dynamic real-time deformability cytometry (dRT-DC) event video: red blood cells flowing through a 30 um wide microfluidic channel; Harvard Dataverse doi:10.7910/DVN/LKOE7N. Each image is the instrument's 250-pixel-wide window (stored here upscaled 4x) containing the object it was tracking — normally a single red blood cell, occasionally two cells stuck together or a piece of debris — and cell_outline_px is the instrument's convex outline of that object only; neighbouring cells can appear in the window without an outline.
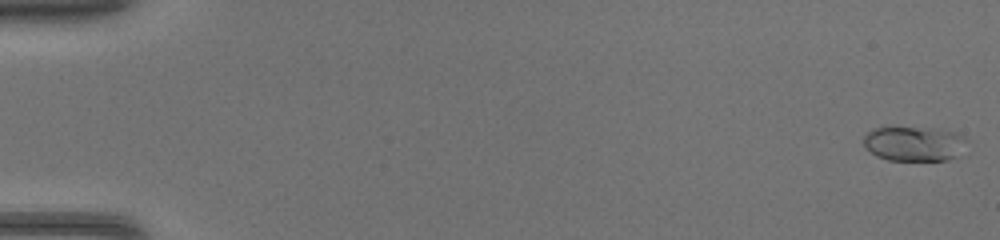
{"species": "common noctule bat (a hibernating species)", "species_latin": "Nyctalus noctula", "temperature_condition": "warm", "stored_images_in_passage": 47, "camera_frame_rate_fps": 3000, "um_per_image_px": 0.085, "animal": {"sex": "female", "body_mass_g": 17.0, "forearm_length_mm": 48.0}, "frame": {"image": 1, "passage_image": 1, "time_ms": 0.0, "image_size_px": [1000, 240], "cell_outline_px": [[968, 140], [956, 156], [944, 160], [888, 160], [876, 156], [864, 144], [864, 136], [872, 128], [932, 128], [952, 132]], "centroid_in_image_um": [77.66, 12.22], "position_along_channel_um": 7.3, "area_um2": 20.35}}
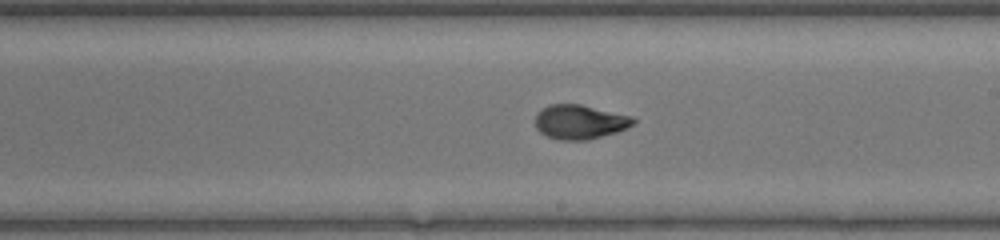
{"frame": {"image": 2, "passage_image": 28, "time_ms": 9.0, "image_size_px": [1000, 240], "cell_outline_px": [[636, 124], [628, 128], [616, 132], [588, 140], [560, 140], [548, 136], [540, 132], [536, 128], [536, 116], [548, 104], [580, 104], [632, 116], [636, 120]], "centroid_in_image_um": [49.33, 10.37], "position_along_channel_um": 239.7, "area_um2": 19.54}}
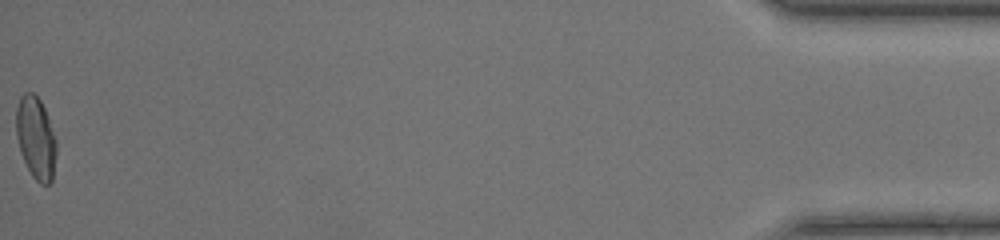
{"frame": {"image": 3, "passage_image": 47, "time_ms": 15.333, "image_size_px": [1000, 240], "cell_outline_px": [[56, 152], [52, 180], [48, 184], [40, 184], [32, 176], [20, 152], [16, 136], [16, 108], [20, 96], [24, 92], [32, 92], [40, 100], [44, 108], [56, 140]], "centroid_in_image_um": [3.03, 11.71], "position_along_channel_um": 432.2, "area_um2": 19.19}}